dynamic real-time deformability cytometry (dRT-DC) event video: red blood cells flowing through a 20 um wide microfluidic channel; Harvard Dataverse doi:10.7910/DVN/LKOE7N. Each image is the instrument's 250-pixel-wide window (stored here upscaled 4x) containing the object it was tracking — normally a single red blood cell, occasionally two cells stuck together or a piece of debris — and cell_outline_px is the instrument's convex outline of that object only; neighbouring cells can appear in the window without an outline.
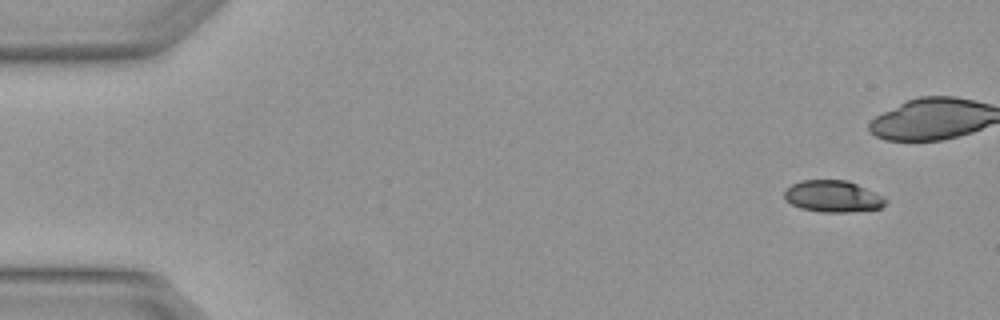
{"species": "Egyptian fruit bat (a non-hibernating species)", "species_latin": "Rousettus aegyptiacus", "temperature_condition": "warm", "stored_images_in_passage": 4, "camera_frame_rate_fps": 3000, "um_per_image_px": 0.085, "animal": {"sex": "female"}, "frame": {"image": 1, "passage_image": 1, "time_ms": 0.0, "image_size_px": [1000, 320], "cell_outline_px": [[888, 200], [880, 208], [852, 212], [820, 212], [800, 208], [784, 200], [784, 192], [792, 184], [800, 180], [848, 180], [884, 196]], "centroid_in_image_um": [70.79, 16.69], "position_along_channel_um": 14.2, "area_um2": 18.79}}